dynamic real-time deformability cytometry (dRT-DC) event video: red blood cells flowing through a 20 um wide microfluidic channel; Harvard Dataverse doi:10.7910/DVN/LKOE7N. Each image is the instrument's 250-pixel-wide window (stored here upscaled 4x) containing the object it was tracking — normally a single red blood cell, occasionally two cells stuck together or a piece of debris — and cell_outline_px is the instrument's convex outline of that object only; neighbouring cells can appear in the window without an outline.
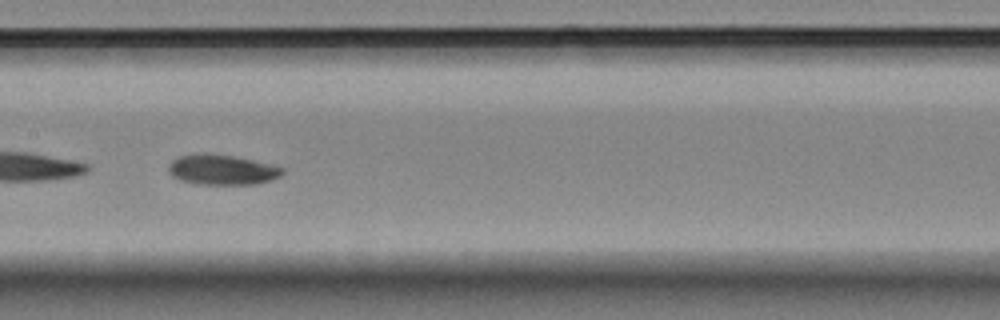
{"species": "Egyptian fruit bat (a non-hibernating species)", "species_latin": "Rousettus aegyptiacus", "temperature_condition": "room temperature", "stored_images_in_passage": 57, "camera_frame_rate_fps": 3000, "um_per_image_px": 0.085, "animal": {"sex": "female"}, "frame": {"image": 1, "passage_image": 28, "time_ms": 9.0, "image_size_px": [1000, 320], "cell_outline_px": [[284, 172], [280, 176], [272, 180], [256, 184], [196, 184], [180, 180], [172, 176], [168, 172], [168, 164], [172, 160], [180, 156], [196, 152], [208, 152], [236, 156], [284, 168]], "centroid_in_image_um": [18.83, 14.41], "position_along_channel_um": 188.6, "area_um2": 20.35}}
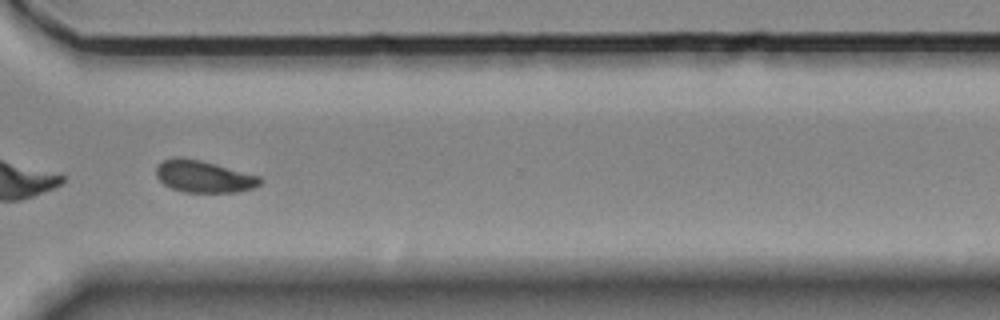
{"frame": {"image": 2, "passage_image": 42, "time_ms": 13.667, "image_size_px": [1000, 320], "cell_outline_px": [[264, 180], [260, 184], [252, 188], [240, 192], [184, 192], [172, 188], [164, 184], [156, 176], [156, 164], [172, 156], [180, 156], [200, 160], [216, 164], [260, 176]], "centroid_in_image_um": [17.3, 14.99], "position_along_channel_um": 353.3, "area_um2": 19.54}}
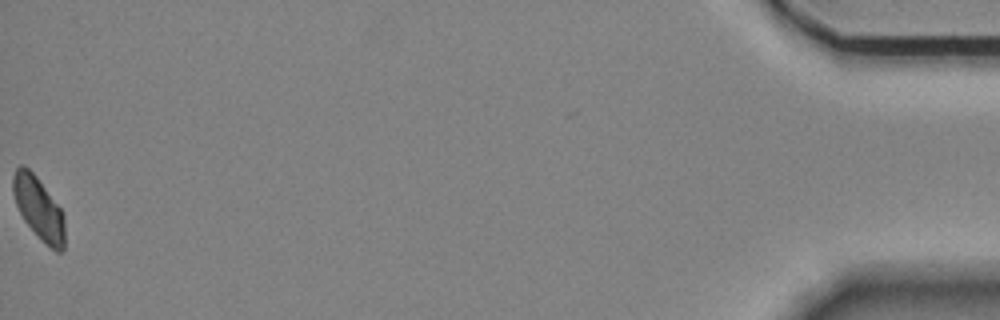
{"frame": {"image": 3, "passage_image": 57, "time_ms": 18.667, "image_size_px": [1000, 320], "cell_outline_px": [[64, 248], [60, 252], [56, 252], [24, 220], [16, 204], [12, 192], [12, 176], [16, 168], [20, 164], [24, 164], [36, 176], [60, 208], [64, 216]], "centroid_in_image_um": [3.27, 17.64], "position_along_channel_um": 431.9, "area_um2": 18.38}}